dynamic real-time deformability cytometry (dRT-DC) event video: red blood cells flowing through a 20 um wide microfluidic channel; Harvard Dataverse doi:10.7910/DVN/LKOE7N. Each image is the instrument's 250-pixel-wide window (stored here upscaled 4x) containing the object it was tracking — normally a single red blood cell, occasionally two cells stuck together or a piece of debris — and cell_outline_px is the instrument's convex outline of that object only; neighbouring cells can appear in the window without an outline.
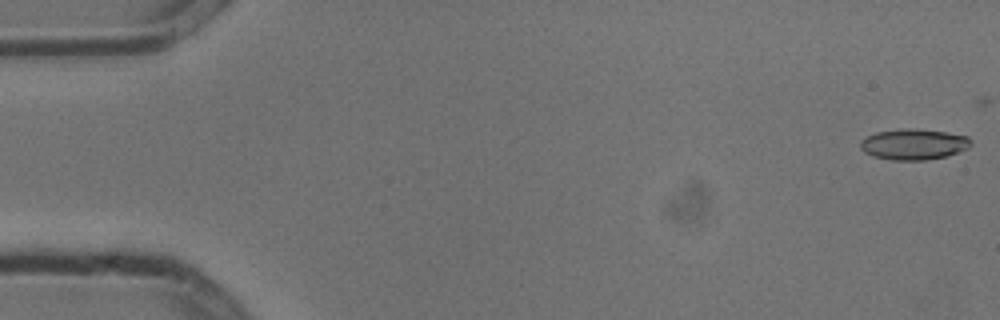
{"species": "common noctule bat (a hibernating species)", "species_latin": "Nyctalus noctula", "temperature_condition": "cold", "stored_images_in_passage": 6, "segment_of_instrument_passage": [1, 2], "camera_frame_rate_fps": 3000, "um_per_image_px": 0.085, "animal": {"sex": "male", "body_mass_g": 13.3}, "frame": {"image": 1, "passage_image": 1, "time_ms": 0.0, "image_size_px": [1000, 320], "cell_outline_px": [[972, 144], [968, 148], [944, 156], [924, 160], [892, 160], [872, 156], [864, 152], [860, 148], [860, 140], [876, 132], [900, 128], [916, 128], [948, 132], [968, 136], [972, 140]], "centroid_in_image_um": [77.65, 12.24], "position_along_channel_um": 7.3, "area_um2": 20.0}}
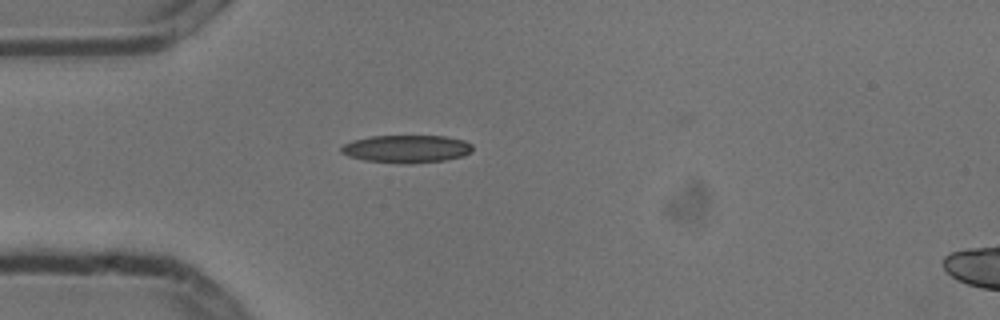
{"frame": {"image": 2, "passage_image": 5, "time_ms": 1.333, "image_size_px": [1000, 320], "cell_outline_px": [[472, 152], [464, 156], [444, 160], [364, 160], [348, 156], [340, 152], [340, 148], [344, 144], [352, 140], [372, 136], [444, 136], [464, 140], [472, 144]], "centroid_in_image_um": [34.57, 12.59], "position_along_channel_um": 50.4, "area_um2": 20.11}}